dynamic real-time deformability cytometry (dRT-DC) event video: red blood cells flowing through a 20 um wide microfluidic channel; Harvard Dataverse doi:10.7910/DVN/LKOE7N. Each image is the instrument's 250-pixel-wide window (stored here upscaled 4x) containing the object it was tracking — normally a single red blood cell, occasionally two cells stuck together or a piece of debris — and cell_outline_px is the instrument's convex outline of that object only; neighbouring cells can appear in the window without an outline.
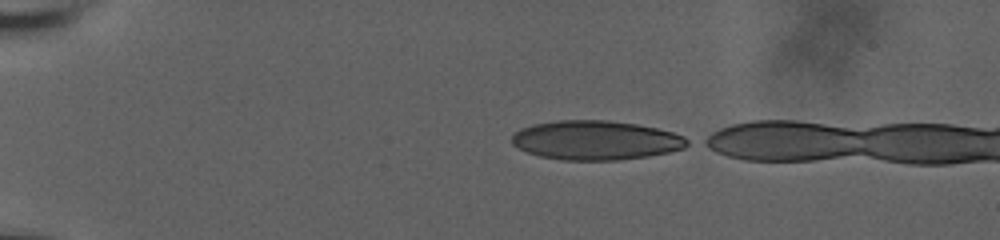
{"species": "human", "species_latin": "Homo sapiens", "temperature_condition": "room temperature", "stored_images_in_passage": 41, "camera_frame_rate_fps": 3000, "um_per_image_px": 0.085, "donor": {"sex": "male"}, "frame": {"image": 1, "passage_image": 1, "time_ms": 0.0, "image_size_px": [1000, 240], "cell_outline_px": [[692, 144], [684, 148], [668, 152], [648, 156], [616, 160], [560, 160], [540, 156], [528, 152], [512, 144], [512, 136], [520, 128], [532, 124], [556, 120], [608, 120], [636, 124], [656, 128], [672, 132], [684, 136], [692, 140]], "centroid_in_image_um": [50.67, 11.91], "position_along_channel_um": 34.3, "area_um2": 40.29}}
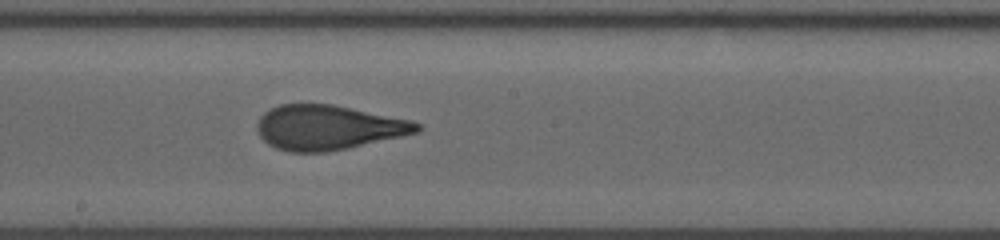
{"frame": {"image": 2, "passage_image": 22, "time_ms": 7.0, "image_size_px": [1000, 240], "cell_outline_px": [[420, 132], [348, 148], [324, 152], [292, 152], [276, 148], [268, 144], [260, 136], [256, 128], [256, 124], [260, 116], [264, 112], [280, 104], [332, 104], [412, 120], [420, 124]], "centroid_in_image_um": [27.89, 10.83], "position_along_channel_um": 220.3, "area_um2": 41.56}}
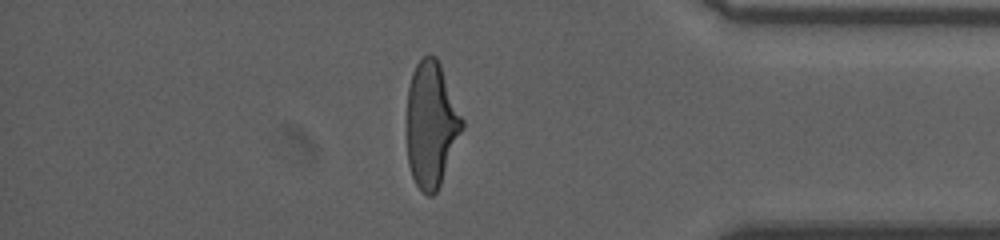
{"frame": {"image": 3, "passage_image": 38, "time_ms": 12.333, "image_size_px": [1000, 240], "cell_outline_px": [[464, 128], [440, 184], [436, 192], [432, 196], [428, 196], [416, 184], [412, 176], [408, 164], [408, 88], [412, 72], [416, 64], [428, 52], [436, 56], [440, 64], [464, 120]], "centroid_in_image_um": [36.67, 10.55], "position_along_channel_um": 398.5, "area_um2": 40.23}}